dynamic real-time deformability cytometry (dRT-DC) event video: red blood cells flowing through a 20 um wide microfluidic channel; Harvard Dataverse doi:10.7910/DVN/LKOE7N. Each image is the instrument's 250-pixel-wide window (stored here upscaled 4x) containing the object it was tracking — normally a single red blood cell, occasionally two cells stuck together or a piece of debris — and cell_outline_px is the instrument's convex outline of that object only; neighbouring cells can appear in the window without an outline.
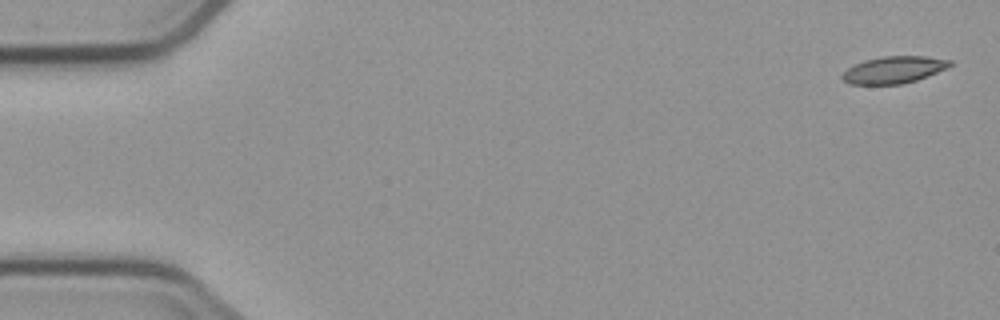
{"species": "common noctule bat (a hibernating species)", "species_latin": "Nyctalus noctula", "temperature_condition": "cold", "stored_images_in_passage": 5, "camera_frame_rate_fps": 3000, "um_per_image_px": 0.085, "animal": {"sex": "male", "body_mass_g": 23.1, "forearm_length_mm": 52.7}, "frame": {"image": 1, "passage_image": 1, "time_ms": 0.0, "image_size_px": [1000, 320], "cell_outline_px": [[956, 64], [948, 68], [916, 80], [900, 84], [848, 84], [840, 76], [848, 68], [864, 60], [884, 56], [924, 56], [952, 60]], "centroid_in_image_um": [76.02, 5.92], "position_along_channel_um": 9.0, "area_um2": 16.94}}
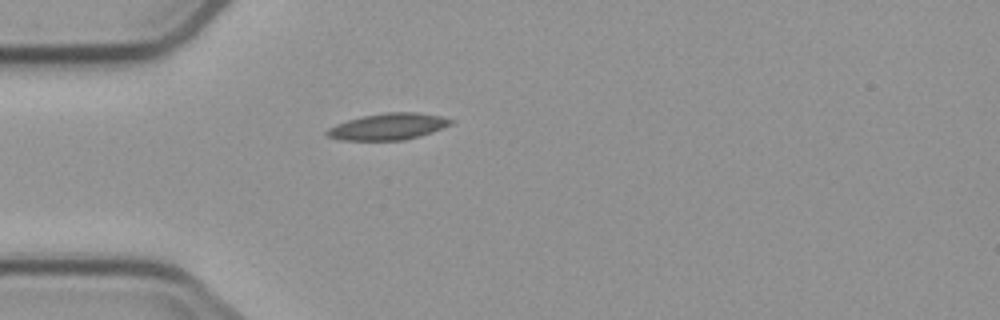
{"frame": {"image": 2, "passage_image": 5, "time_ms": 4.667, "image_size_px": [1000, 320], "cell_outline_px": [[456, 120], [452, 124], [432, 132], [420, 136], [404, 140], [344, 140], [328, 136], [324, 132], [328, 128], [336, 124], [360, 116], [388, 112], [416, 112], [440, 116]], "centroid_in_image_um": [33.01, 10.75], "position_along_channel_um": 52.0, "area_um2": 19.13}}